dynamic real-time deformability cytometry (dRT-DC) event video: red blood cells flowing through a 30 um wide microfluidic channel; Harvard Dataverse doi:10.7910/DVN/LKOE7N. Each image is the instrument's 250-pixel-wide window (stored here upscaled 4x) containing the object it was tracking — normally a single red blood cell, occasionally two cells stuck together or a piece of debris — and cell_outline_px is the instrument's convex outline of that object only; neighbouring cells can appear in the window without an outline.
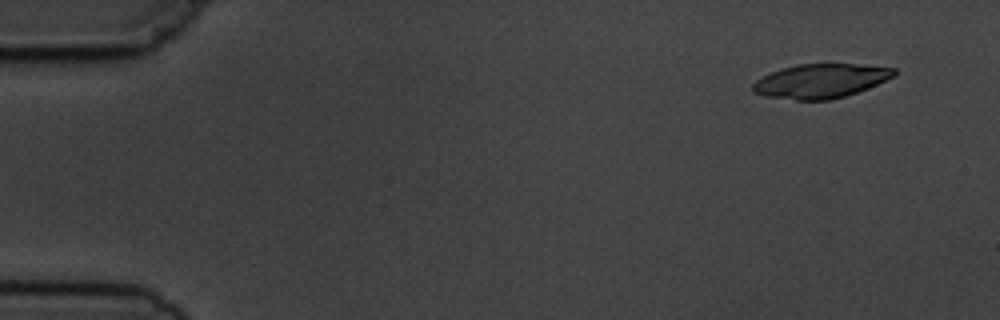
{"species": "common noctule bat (a hibernating species)", "species_latin": "Nyctalus noctula", "temperature_condition": "cold", "stored_images_in_passage": 7, "camera_frame_rate_fps": 3000, "um_per_image_px": 0.085, "animal": {"sex": "male", "body_mass_g": 19.5, "forearm_length_mm": 54.6}, "frame": {"image": 1, "passage_image": 1, "time_ms": 0.0, "image_size_px": [1000, 320], "cell_outline_px": [[896, 76], [856, 92], [844, 96], [828, 100], [796, 100], [764, 96], [752, 92], [752, 84], [756, 80], [772, 72], [784, 68], [800, 64], [856, 64], [896, 68]], "centroid_in_image_um": [69.75, 6.88], "position_along_channel_um": 15.3, "area_um2": 27.86}}